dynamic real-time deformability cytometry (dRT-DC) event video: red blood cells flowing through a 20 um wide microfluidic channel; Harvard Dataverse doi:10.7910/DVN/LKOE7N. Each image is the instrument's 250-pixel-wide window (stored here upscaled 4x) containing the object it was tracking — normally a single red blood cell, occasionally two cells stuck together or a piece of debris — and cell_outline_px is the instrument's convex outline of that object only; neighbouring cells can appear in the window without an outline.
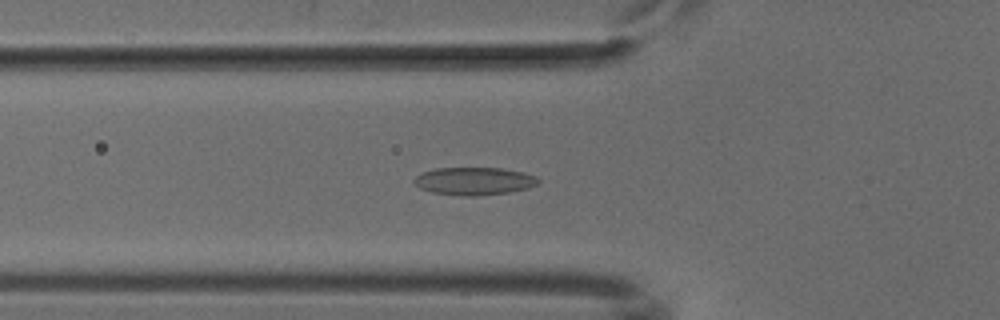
{"species": "common noctule bat (a hibernating species)", "species_latin": "Nyctalus noctula", "temperature_condition": "cold", "stored_images_in_passage": 48, "camera_frame_rate_fps": 3000, "um_per_image_px": 0.085, "animal": {"sex": "male", "body_mass_g": 18.8}, "frame": {"image": 1, "passage_image": 13, "time_ms": 4.0, "image_size_px": [1000, 320], "cell_outline_px": [[540, 180], [536, 184], [528, 188], [512, 192], [480, 196], [460, 196], [432, 192], [420, 188], [412, 180], [420, 172], [436, 168], [500, 168], [520, 172], [536, 176]], "centroid_in_image_um": [40.28, 15.4], "position_along_channel_um": 85.5, "area_um2": 20.17}}
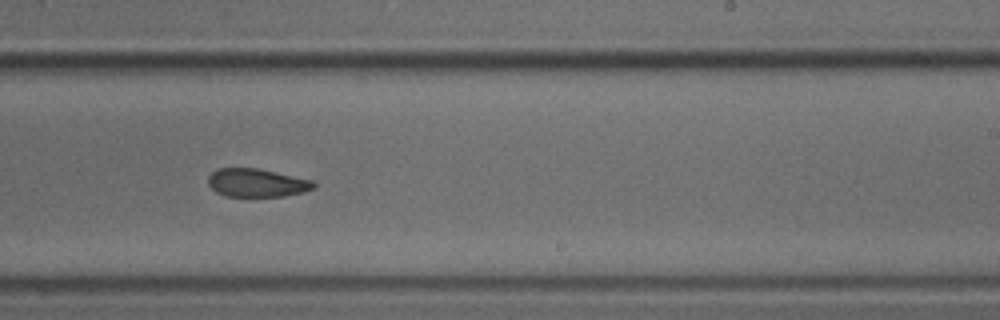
{"frame": {"image": 2, "passage_image": 27, "time_ms": 8.667, "image_size_px": [1000, 320], "cell_outline_px": [[316, 188], [304, 192], [284, 196], [224, 196], [216, 192], [208, 184], [208, 176], [216, 168], [256, 168], [312, 180], [316, 184]], "centroid_in_image_um": [21.82, 15.54], "position_along_channel_um": 267.2, "area_um2": 17.4}}
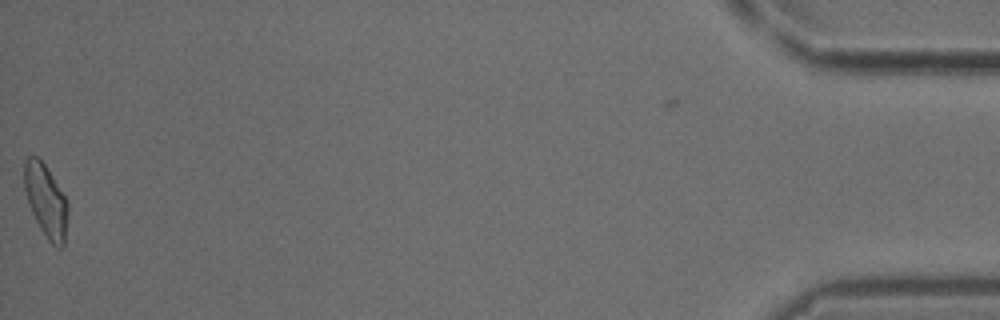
{"frame": {"image": 3, "passage_image": 47, "time_ms": 15.333, "image_size_px": [1000, 320], "cell_outline_px": [[68, 212], [64, 244], [60, 248], [56, 248], [48, 240], [40, 228], [28, 204], [24, 188], [24, 160], [28, 156], [36, 156], [44, 164], [68, 200]], "centroid_in_image_um": [3.9, 17.07], "position_along_channel_um": 431.3, "area_um2": 18.5}}